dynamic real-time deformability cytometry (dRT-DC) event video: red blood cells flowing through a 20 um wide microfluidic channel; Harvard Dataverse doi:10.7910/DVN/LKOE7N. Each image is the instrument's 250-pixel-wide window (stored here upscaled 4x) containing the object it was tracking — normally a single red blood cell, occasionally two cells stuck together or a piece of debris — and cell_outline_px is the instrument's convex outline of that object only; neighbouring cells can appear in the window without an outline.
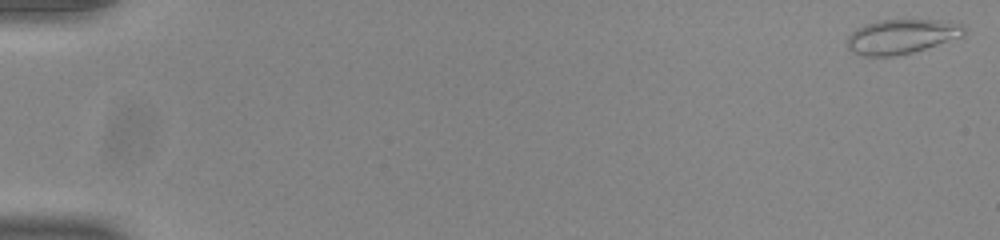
{"species": "common noctule bat (a hibernating species)", "species_latin": "Nyctalus noctula", "temperature_condition": "room temperature", "stored_images_in_passage": 54, "camera_frame_rate_fps": 3000, "um_per_image_px": 0.085, "animal": {"sex": "male", "body_mass_g": 20.0, "forearm_length_mm": 53.3}, "frame": {"image": 1, "passage_image": 1, "time_ms": 0.0, "image_size_px": [1000, 240], "cell_outline_px": [[964, 36], [912, 52], [892, 56], [860, 56], [852, 52], [848, 48], [848, 36], [856, 28], [864, 24], [880, 20], [948, 20], [964, 24]], "centroid_in_image_um": [76.63, 3.09], "position_along_channel_um": 8.4, "area_um2": 23.58}}
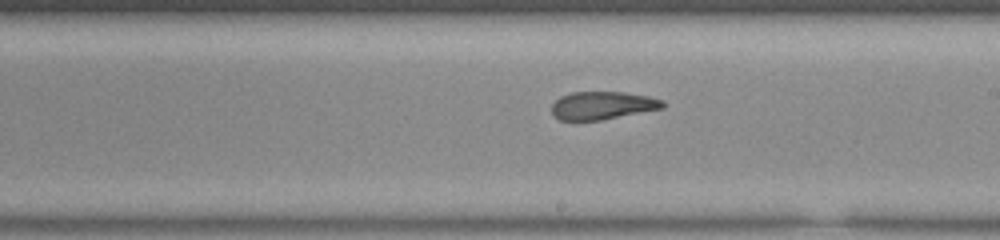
{"frame": {"image": 2, "passage_image": 32, "time_ms": 10.333, "image_size_px": [1000, 240], "cell_outline_px": [[664, 108], [600, 120], [560, 120], [552, 116], [552, 104], [560, 96], [572, 92], [624, 92], [648, 96], [664, 100]], "centroid_in_image_um": [51.2, 8.96], "position_along_channel_um": 237.8, "area_um2": 18.09}}
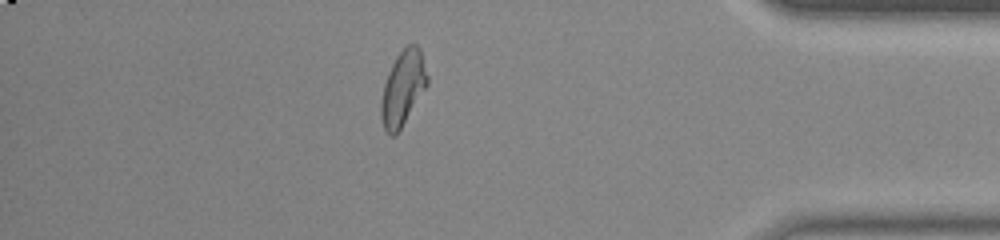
{"frame": {"image": 3, "passage_image": 47, "time_ms": 15.333, "image_size_px": [1000, 240], "cell_outline_px": [[428, 84], [396, 136], [392, 136], [384, 128], [380, 116], [380, 104], [384, 84], [388, 72], [396, 56], [408, 44], [416, 44], [420, 48], [428, 76]], "centroid_in_image_um": [34.24, 7.49], "position_along_channel_um": 401.0, "area_um2": 20.06}, "authors_computed_cell_mechanics": {"area_um2": 20.1144, "velocity_mm_per_s": 3.8895, "shape_relaxation_time_tau1_ms": null, "shape_relaxation_time_tau2_ms": 1.0979, "deformation_change_tau1": null, "deformation_change_tau2": 0.0847}}